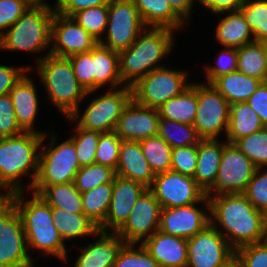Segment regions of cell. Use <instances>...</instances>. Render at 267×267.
Returning a JSON list of instances; mask_svg holds the SVG:
<instances>
[{
  "instance_id": "36",
  "label": "cell",
  "mask_w": 267,
  "mask_h": 267,
  "mask_svg": "<svg viewBox=\"0 0 267 267\" xmlns=\"http://www.w3.org/2000/svg\"><path fill=\"white\" fill-rule=\"evenodd\" d=\"M139 144L154 175L171 170L172 147L166 141L157 135L140 140Z\"/></svg>"
},
{
  "instance_id": "56",
  "label": "cell",
  "mask_w": 267,
  "mask_h": 267,
  "mask_svg": "<svg viewBox=\"0 0 267 267\" xmlns=\"http://www.w3.org/2000/svg\"><path fill=\"white\" fill-rule=\"evenodd\" d=\"M168 2L172 10L190 27L196 0H168Z\"/></svg>"
},
{
  "instance_id": "45",
  "label": "cell",
  "mask_w": 267,
  "mask_h": 267,
  "mask_svg": "<svg viewBox=\"0 0 267 267\" xmlns=\"http://www.w3.org/2000/svg\"><path fill=\"white\" fill-rule=\"evenodd\" d=\"M121 143L122 139L114 131L101 133L95 153V163L115 171Z\"/></svg>"
},
{
  "instance_id": "2",
  "label": "cell",
  "mask_w": 267,
  "mask_h": 267,
  "mask_svg": "<svg viewBox=\"0 0 267 267\" xmlns=\"http://www.w3.org/2000/svg\"><path fill=\"white\" fill-rule=\"evenodd\" d=\"M210 224L234 249L263 241L264 213L258 211L243 194L207 197Z\"/></svg>"
},
{
  "instance_id": "5",
  "label": "cell",
  "mask_w": 267,
  "mask_h": 267,
  "mask_svg": "<svg viewBox=\"0 0 267 267\" xmlns=\"http://www.w3.org/2000/svg\"><path fill=\"white\" fill-rule=\"evenodd\" d=\"M34 68L48 103L57 111L69 117L88 98L87 91L78 82L68 58L47 55Z\"/></svg>"
},
{
  "instance_id": "30",
  "label": "cell",
  "mask_w": 267,
  "mask_h": 267,
  "mask_svg": "<svg viewBox=\"0 0 267 267\" xmlns=\"http://www.w3.org/2000/svg\"><path fill=\"white\" fill-rule=\"evenodd\" d=\"M52 217L57 231L66 244L67 241L71 243L79 238L80 240L92 238L99 230L84 213H70L60 208H52Z\"/></svg>"
},
{
  "instance_id": "47",
  "label": "cell",
  "mask_w": 267,
  "mask_h": 267,
  "mask_svg": "<svg viewBox=\"0 0 267 267\" xmlns=\"http://www.w3.org/2000/svg\"><path fill=\"white\" fill-rule=\"evenodd\" d=\"M68 59L78 82L87 92L94 91L93 48L88 52L70 56Z\"/></svg>"
},
{
  "instance_id": "31",
  "label": "cell",
  "mask_w": 267,
  "mask_h": 267,
  "mask_svg": "<svg viewBox=\"0 0 267 267\" xmlns=\"http://www.w3.org/2000/svg\"><path fill=\"white\" fill-rule=\"evenodd\" d=\"M262 82V80L235 71L219 76L211 84L231 105L246 102Z\"/></svg>"
},
{
  "instance_id": "22",
  "label": "cell",
  "mask_w": 267,
  "mask_h": 267,
  "mask_svg": "<svg viewBox=\"0 0 267 267\" xmlns=\"http://www.w3.org/2000/svg\"><path fill=\"white\" fill-rule=\"evenodd\" d=\"M92 242L82 246L72 267H113L116 257L125 244L115 232L97 231Z\"/></svg>"
},
{
  "instance_id": "40",
  "label": "cell",
  "mask_w": 267,
  "mask_h": 267,
  "mask_svg": "<svg viewBox=\"0 0 267 267\" xmlns=\"http://www.w3.org/2000/svg\"><path fill=\"white\" fill-rule=\"evenodd\" d=\"M256 168H267V127L233 143Z\"/></svg>"
},
{
  "instance_id": "43",
  "label": "cell",
  "mask_w": 267,
  "mask_h": 267,
  "mask_svg": "<svg viewBox=\"0 0 267 267\" xmlns=\"http://www.w3.org/2000/svg\"><path fill=\"white\" fill-rule=\"evenodd\" d=\"M113 267H160L142 244L125 243Z\"/></svg>"
},
{
  "instance_id": "18",
  "label": "cell",
  "mask_w": 267,
  "mask_h": 267,
  "mask_svg": "<svg viewBox=\"0 0 267 267\" xmlns=\"http://www.w3.org/2000/svg\"><path fill=\"white\" fill-rule=\"evenodd\" d=\"M98 43L72 17L54 12L51 22V55L69 58L90 51Z\"/></svg>"
},
{
  "instance_id": "42",
  "label": "cell",
  "mask_w": 267,
  "mask_h": 267,
  "mask_svg": "<svg viewBox=\"0 0 267 267\" xmlns=\"http://www.w3.org/2000/svg\"><path fill=\"white\" fill-rule=\"evenodd\" d=\"M72 18L97 41H100L107 27L108 5L78 11Z\"/></svg>"
},
{
  "instance_id": "6",
  "label": "cell",
  "mask_w": 267,
  "mask_h": 267,
  "mask_svg": "<svg viewBox=\"0 0 267 267\" xmlns=\"http://www.w3.org/2000/svg\"><path fill=\"white\" fill-rule=\"evenodd\" d=\"M54 12V8L30 7L0 36V51L33 53L37 55H34L35 64L41 61L50 54Z\"/></svg>"
},
{
  "instance_id": "32",
  "label": "cell",
  "mask_w": 267,
  "mask_h": 267,
  "mask_svg": "<svg viewBox=\"0 0 267 267\" xmlns=\"http://www.w3.org/2000/svg\"><path fill=\"white\" fill-rule=\"evenodd\" d=\"M264 127L257 113L247 102L234 103L230 105L229 126L225 140L233 144L236 140L260 131Z\"/></svg>"
},
{
  "instance_id": "41",
  "label": "cell",
  "mask_w": 267,
  "mask_h": 267,
  "mask_svg": "<svg viewBox=\"0 0 267 267\" xmlns=\"http://www.w3.org/2000/svg\"><path fill=\"white\" fill-rule=\"evenodd\" d=\"M114 177L115 171L113 169L93 163L78 170L74 184L81 193H84L99 185L112 182Z\"/></svg>"
},
{
  "instance_id": "21",
  "label": "cell",
  "mask_w": 267,
  "mask_h": 267,
  "mask_svg": "<svg viewBox=\"0 0 267 267\" xmlns=\"http://www.w3.org/2000/svg\"><path fill=\"white\" fill-rule=\"evenodd\" d=\"M31 71H28L10 90L9 95L11 97L15 117L20 128L24 132H34L37 134H44L46 130H38L35 127L38 119V113L40 110V98L38 97V89L35 79L30 75ZM37 120V121H36Z\"/></svg>"
},
{
  "instance_id": "35",
  "label": "cell",
  "mask_w": 267,
  "mask_h": 267,
  "mask_svg": "<svg viewBox=\"0 0 267 267\" xmlns=\"http://www.w3.org/2000/svg\"><path fill=\"white\" fill-rule=\"evenodd\" d=\"M113 192V181L81 193L84 214L99 228L104 222Z\"/></svg>"
},
{
  "instance_id": "38",
  "label": "cell",
  "mask_w": 267,
  "mask_h": 267,
  "mask_svg": "<svg viewBox=\"0 0 267 267\" xmlns=\"http://www.w3.org/2000/svg\"><path fill=\"white\" fill-rule=\"evenodd\" d=\"M73 125L71 136L68 138L73 142L77 158L81 167L95 163V153L101 132L86 130L79 127L70 117L65 118Z\"/></svg>"
},
{
  "instance_id": "9",
  "label": "cell",
  "mask_w": 267,
  "mask_h": 267,
  "mask_svg": "<svg viewBox=\"0 0 267 267\" xmlns=\"http://www.w3.org/2000/svg\"><path fill=\"white\" fill-rule=\"evenodd\" d=\"M155 69L132 86V99L139 105L158 109L170 98L181 94L192 83L189 70L169 67ZM171 68V69H170Z\"/></svg>"
},
{
  "instance_id": "10",
  "label": "cell",
  "mask_w": 267,
  "mask_h": 267,
  "mask_svg": "<svg viewBox=\"0 0 267 267\" xmlns=\"http://www.w3.org/2000/svg\"><path fill=\"white\" fill-rule=\"evenodd\" d=\"M34 262L14 201L0 196V267H37Z\"/></svg>"
},
{
  "instance_id": "26",
  "label": "cell",
  "mask_w": 267,
  "mask_h": 267,
  "mask_svg": "<svg viewBox=\"0 0 267 267\" xmlns=\"http://www.w3.org/2000/svg\"><path fill=\"white\" fill-rule=\"evenodd\" d=\"M214 16L220 17L215 30H213L215 43L220 47L240 48L255 41L252 31L240 11L225 12Z\"/></svg>"
},
{
  "instance_id": "39",
  "label": "cell",
  "mask_w": 267,
  "mask_h": 267,
  "mask_svg": "<svg viewBox=\"0 0 267 267\" xmlns=\"http://www.w3.org/2000/svg\"><path fill=\"white\" fill-rule=\"evenodd\" d=\"M239 11L248 23L254 40L267 44V0H245Z\"/></svg>"
},
{
  "instance_id": "8",
  "label": "cell",
  "mask_w": 267,
  "mask_h": 267,
  "mask_svg": "<svg viewBox=\"0 0 267 267\" xmlns=\"http://www.w3.org/2000/svg\"><path fill=\"white\" fill-rule=\"evenodd\" d=\"M105 91V92H104ZM100 90L87 92L92 99L84 107L78 108L69 117L86 130L103 132L114 131L117 121L124 108L132 100V87L123 86L117 89H105L97 96Z\"/></svg>"
},
{
  "instance_id": "12",
  "label": "cell",
  "mask_w": 267,
  "mask_h": 267,
  "mask_svg": "<svg viewBox=\"0 0 267 267\" xmlns=\"http://www.w3.org/2000/svg\"><path fill=\"white\" fill-rule=\"evenodd\" d=\"M145 27L132 0H110L106 31L99 44L119 52L127 49Z\"/></svg>"
},
{
  "instance_id": "24",
  "label": "cell",
  "mask_w": 267,
  "mask_h": 267,
  "mask_svg": "<svg viewBox=\"0 0 267 267\" xmlns=\"http://www.w3.org/2000/svg\"><path fill=\"white\" fill-rule=\"evenodd\" d=\"M115 175L138 182L146 188L152 186L155 175L142 153L139 141L122 140Z\"/></svg>"
},
{
  "instance_id": "19",
  "label": "cell",
  "mask_w": 267,
  "mask_h": 267,
  "mask_svg": "<svg viewBox=\"0 0 267 267\" xmlns=\"http://www.w3.org/2000/svg\"><path fill=\"white\" fill-rule=\"evenodd\" d=\"M146 189L138 182L115 175L109 209L99 231L116 232L128 219L134 204Z\"/></svg>"
},
{
  "instance_id": "58",
  "label": "cell",
  "mask_w": 267,
  "mask_h": 267,
  "mask_svg": "<svg viewBox=\"0 0 267 267\" xmlns=\"http://www.w3.org/2000/svg\"><path fill=\"white\" fill-rule=\"evenodd\" d=\"M221 267H242V264L237 259L236 256H234L232 259H230L225 265Z\"/></svg>"
},
{
  "instance_id": "54",
  "label": "cell",
  "mask_w": 267,
  "mask_h": 267,
  "mask_svg": "<svg viewBox=\"0 0 267 267\" xmlns=\"http://www.w3.org/2000/svg\"><path fill=\"white\" fill-rule=\"evenodd\" d=\"M244 3L245 0H196V4H199L198 6L213 15L239 11Z\"/></svg>"
},
{
  "instance_id": "59",
  "label": "cell",
  "mask_w": 267,
  "mask_h": 267,
  "mask_svg": "<svg viewBox=\"0 0 267 267\" xmlns=\"http://www.w3.org/2000/svg\"><path fill=\"white\" fill-rule=\"evenodd\" d=\"M263 241L267 243V213H264V236Z\"/></svg>"
},
{
  "instance_id": "17",
  "label": "cell",
  "mask_w": 267,
  "mask_h": 267,
  "mask_svg": "<svg viewBox=\"0 0 267 267\" xmlns=\"http://www.w3.org/2000/svg\"><path fill=\"white\" fill-rule=\"evenodd\" d=\"M149 189L159 201L161 208L192 205L206 195L192 176L172 170L156 174Z\"/></svg>"
},
{
  "instance_id": "29",
  "label": "cell",
  "mask_w": 267,
  "mask_h": 267,
  "mask_svg": "<svg viewBox=\"0 0 267 267\" xmlns=\"http://www.w3.org/2000/svg\"><path fill=\"white\" fill-rule=\"evenodd\" d=\"M181 94L170 98L158 109L160 118L193 125L197 113V81H193Z\"/></svg>"
},
{
  "instance_id": "27",
  "label": "cell",
  "mask_w": 267,
  "mask_h": 267,
  "mask_svg": "<svg viewBox=\"0 0 267 267\" xmlns=\"http://www.w3.org/2000/svg\"><path fill=\"white\" fill-rule=\"evenodd\" d=\"M93 74L94 90L125 86L120 75L119 53L99 43L93 48Z\"/></svg>"
},
{
  "instance_id": "34",
  "label": "cell",
  "mask_w": 267,
  "mask_h": 267,
  "mask_svg": "<svg viewBox=\"0 0 267 267\" xmlns=\"http://www.w3.org/2000/svg\"><path fill=\"white\" fill-rule=\"evenodd\" d=\"M39 195L51 208H60L70 213H84L82 195L74 182L47 186Z\"/></svg>"
},
{
  "instance_id": "3",
  "label": "cell",
  "mask_w": 267,
  "mask_h": 267,
  "mask_svg": "<svg viewBox=\"0 0 267 267\" xmlns=\"http://www.w3.org/2000/svg\"><path fill=\"white\" fill-rule=\"evenodd\" d=\"M42 140L43 134L34 132L0 138V196L31 191L38 174Z\"/></svg>"
},
{
  "instance_id": "1",
  "label": "cell",
  "mask_w": 267,
  "mask_h": 267,
  "mask_svg": "<svg viewBox=\"0 0 267 267\" xmlns=\"http://www.w3.org/2000/svg\"><path fill=\"white\" fill-rule=\"evenodd\" d=\"M9 197L14 201L17 213L21 218L31 258L38 261L32 256L34 254H31L38 250L41 253L40 256H49L50 258L54 256V259H58V261L64 263L68 261L69 263L68 252L74 251V249L67 248L54 225L52 208L43 198L30 191L13 193Z\"/></svg>"
},
{
  "instance_id": "53",
  "label": "cell",
  "mask_w": 267,
  "mask_h": 267,
  "mask_svg": "<svg viewBox=\"0 0 267 267\" xmlns=\"http://www.w3.org/2000/svg\"><path fill=\"white\" fill-rule=\"evenodd\" d=\"M109 2L110 0H55L54 11L72 17L78 11L109 5Z\"/></svg>"
},
{
  "instance_id": "46",
  "label": "cell",
  "mask_w": 267,
  "mask_h": 267,
  "mask_svg": "<svg viewBox=\"0 0 267 267\" xmlns=\"http://www.w3.org/2000/svg\"><path fill=\"white\" fill-rule=\"evenodd\" d=\"M243 195L258 210L267 213V168H257Z\"/></svg>"
},
{
  "instance_id": "51",
  "label": "cell",
  "mask_w": 267,
  "mask_h": 267,
  "mask_svg": "<svg viewBox=\"0 0 267 267\" xmlns=\"http://www.w3.org/2000/svg\"><path fill=\"white\" fill-rule=\"evenodd\" d=\"M29 8L24 0H0V36Z\"/></svg>"
},
{
  "instance_id": "33",
  "label": "cell",
  "mask_w": 267,
  "mask_h": 267,
  "mask_svg": "<svg viewBox=\"0 0 267 267\" xmlns=\"http://www.w3.org/2000/svg\"><path fill=\"white\" fill-rule=\"evenodd\" d=\"M238 71L263 82L267 75V44L254 41L237 48Z\"/></svg>"
},
{
  "instance_id": "13",
  "label": "cell",
  "mask_w": 267,
  "mask_h": 267,
  "mask_svg": "<svg viewBox=\"0 0 267 267\" xmlns=\"http://www.w3.org/2000/svg\"><path fill=\"white\" fill-rule=\"evenodd\" d=\"M257 168L234 144L223 148L218 174L207 197L221 194H243Z\"/></svg>"
},
{
  "instance_id": "55",
  "label": "cell",
  "mask_w": 267,
  "mask_h": 267,
  "mask_svg": "<svg viewBox=\"0 0 267 267\" xmlns=\"http://www.w3.org/2000/svg\"><path fill=\"white\" fill-rule=\"evenodd\" d=\"M246 102L257 113L261 123L267 127V82H262Z\"/></svg>"
},
{
  "instance_id": "20",
  "label": "cell",
  "mask_w": 267,
  "mask_h": 267,
  "mask_svg": "<svg viewBox=\"0 0 267 267\" xmlns=\"http://www.w3.org/2000/svg\"><path fill=\"white\" fill-rule=\"evenodd\" d=\"M160 117L155 108L137 104L133 99L124 108L114 132L125 141H140L158 135Z\"/></svg>"
},
{
  "instance_id": "49",
  "label": "cell",
  "mask_w": 267,
  "mask_h": 267,
  "mask_svg": "<svg viewBox=\"0 0 267 267\" xmlns=\"http://www.w3.org/2000/svg\"><path fill=\"white\" fill-rule=\"evenodd\" d=\"M242 267H267V243L248 244L235 250Z\"/></svg>"
},
{
  "instance_id": "15",
  "label": "cell",
  "mask_w": 267,
  "mask_h": 267,
  "mask_svg": "<svg viewBox=\"0 0 267 267\" xmlns=\"http://www.w3.org/2000/svg\"><path fill=\"white\" fill-rule=\"evenodd\" d=\"M187 267H221L235 256V250L211 224L187 239Z\"/></svg>"
},
{
  "instance_id": "28",
  "label": "cell",
  "mask_w": 267,
  "mask_h": 267,
  "mask_svg": "<svg viewBox=\"0 0 267 267\" xmlns=\"http://www.w3.org/2000/svg\"><path fill=\"white\" fill-rule=\"evenodd\" d=\"M146 27H165L181 32L188 25L172 10L168 0H132Z\"/></svg>"
},
{
  "instance_id": "23",
  "label": "cell",
  "mask_w": 267,
  "mask_h": 267,
  "mask_svg": "<svg viewBox=\"0 0 267 267\" xmlns=\"http://www.w3.org/2000/svg\"><path fill=\"white\" fill-rule=\"evenodd\" d=\"M160 267H187V239L159 230L142 244Z\"/></svg>"
},
{
  "instance_id": "11",
  "label": "cell",
  "mask_w": 267,
  "mask_h": 267,
  "mask_svg": "<svg viewBox=\"0 0 267 267\" xmlns=\"http://www.w3.org/2000/svg\"><path fill=\"white\" fill-rule=\"evenodd\" d=\"M230 104L212 85L197 82V113L193 123L202 139H225L229 126Z\"/></svg>"
},
{
  "instance_id": "37",
  "label": "cell",
  "mask_w": 267,
  "mask_h": 267,
  "mask_svg": "<svg viewBox=\"0 0 267 267\" xmlns=\"http://www.w3.org/2000/svg\"><path fill=\"white\" fill-rule=\"evenodd\" d=\"M158 136L172 148L198 144L202 140L193 125L165 118L159 120Z\"/></svg>"
},
{
  "instance_id": "4",
  "label": "cell",
  "mask_w": 267,
  "mask_h": 267,
  "mask_svg": "<svg viewBox=\"0 0 267 267\" xmlns=\"http://www.w3.org/2000/svg\"><path fill=\"white\" fill-rule=\"evenodd\" d=\"M176 33L165 27H145L127 49L119 51L123 84L132 87L149 72L166 66L162 63L174 51Z\"/></svg>"
},
{
  "instance_id": "25",
  "label": "cell",
  "mask_w": 267,
  "mask_h": 267,
  "mask_svg": "<svg viewBox=\"0 0 267 267\" xmlns=\"http://www.w3.org/2000/svg\"><path fill=\"white\" fill-rule=\"evenodd\" d=\"M227 143L224 139H205L197 144V165L193 178L205 193L215 184L223 148Z\"/></svg>"
},
{
  "instance_id": "14",
  "label": "cell",
  "mask_w": 267,
  "mask_h": 267,
  "mask_svg": "<svg viewBox=\"0 0 267 267\" xmlns=\"http://www.w3.org/2000/svg\"><path fill=\"white\" fill-rule=\"evenodd\" d=\"M161 206L147 188L134 204L125 223L115 232L127 244H143L159 229Z\"/></svg>"
},
{
  "instance_id": "16",
  "label": "cell",
  "mask_w": 267,
  "mask_h": 267,
  "mask_svg": "<svg viewBox=\"0 0 267 267\" xmlns=\"http://www.w3.org/2000/svg\"><path fill=\"white\" fill-rule=\"evenodd\" d=\"M201 204L202 207H199ZM210 224V204L205 195L199 202L175 208H162L159 231L167 234L192 238Z\"/></svg>"
},
{
  "instance_id": "52",
  "label": "cell",
  "mask_w": 267,
  "mask_h": 267,
  "mask_svg": "<svg viewBox=\"0 0 267 267\" xmlns=\"http://www.w3.org/2000/svg\"><path fill=\"white\" fill-rule=\"evenodd\" d=\"M6 65L0 63V96L9 94L14 85L28 72L33 70V65Z\"/></svg>"
},
{
  "instance_id": "7",
  "label": "cell",
  "mask_w": 267,
  "mask_h": 267,
  "mask_svg": "<svg viewBox=\"0 0 267 267\" xmlns=\"http://www.w3.org/2000/svg\"><path fill=\"white\" fill-rule=\"evenodd\" d=\"M50 129L52 134L49 130L43 134L38 174L30 191L38 195L47 186L74 182L76 173L81 168L73 142L66 138L58 144V134L53 131L54 127Z\"/></svg>"
},
{
  "instance_id": "48",
  "label": "cell",
  "mask_w": 267,
  "mask_h": 267,
  "mask_svg": "<svg viewBox=\"0 0 267 267\" xmlns=\"http://www.w3.org/2000/svg\"><path fill=\"white\" fill-rule=\"evenodd\" d=\"M197 165V144L172 148L171 170L194 176Z\"/></svg>"
},
{
  "instance_id": "44",
  "label": "cell",
  "mask_w": 267,
  "mask_h": 267,
  "mask_svg": "<svg viewBox=\"0 0 267 267\" xmlns=\"http://www.w3.org/2000/svg\"><path fill=\"white\" fill-rule=\"evenodd\" d=\"M215 64H206L203 66L205 81L203 83L211 84L221 75L238 71L237 48L221 47L219 54H216Z\"/></svg>"
},
{
  "instance_id": "50",
  "label": "cell",
  "mask_w": 267,
  "mask_h": 267,
  "mask_svg": "<svg viewBox=\"0 0 267 267\" xmlns=\"http://www.w3.org/2000/svg\"><path fill=\"white\" fill-rule=\"evenodd\" d=\"M22 132L24 131L17 123L10 95L0 96V138L17 136Z\"/></svg>"
},
{
  "instance_id": "57",
  "label": "cell",
  "mask_w": 267,
  "mask_h": 267,
  "mask_svg": "<svg viewBox=\"0 0 267 267\" xmlns=\"http://www.w3.org/2000/svg\"><path fill=\"white\" fill-rule=\"evenodd\" d=\"M30 7H46L54 8V3L52 5L49 0H24Z\"/></svg>"
}]
</instances>
